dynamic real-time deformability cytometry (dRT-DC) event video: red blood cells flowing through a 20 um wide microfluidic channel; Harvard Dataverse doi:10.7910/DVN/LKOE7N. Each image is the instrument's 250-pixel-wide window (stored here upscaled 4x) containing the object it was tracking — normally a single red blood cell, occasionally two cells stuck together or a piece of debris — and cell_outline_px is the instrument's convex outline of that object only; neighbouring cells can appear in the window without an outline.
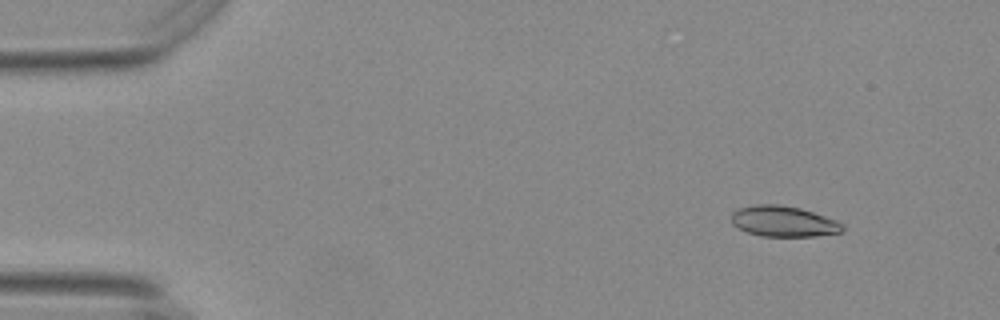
{"species": "Egyptian fruit bat (a non-hibernating species)", "species_latin": "Rousettus aegyptiacus", "temperature_condition": "warm", "stored_images_in_passage": 55, "camera_frame_rate_fps": 3000, "um_per_image_px": 0.085, "animal": {"sex": "female"}, "frame": {"image": 1, "passage_image": 6, "time_ms": 1.667, "image_size_px": [1000, 320], "cell_outline_px": [[844, 232], [816, 236], [760, 236], [748, 232], [732, 224], [732, 212], [740, 208], [752, 204], [780, 204], [800, 208], [836, 220], [844, 224]], "centroid_in_image_um": [66.62, 18.81], "position_along_channel_um": 18.4, "area_um2": 19.94}}
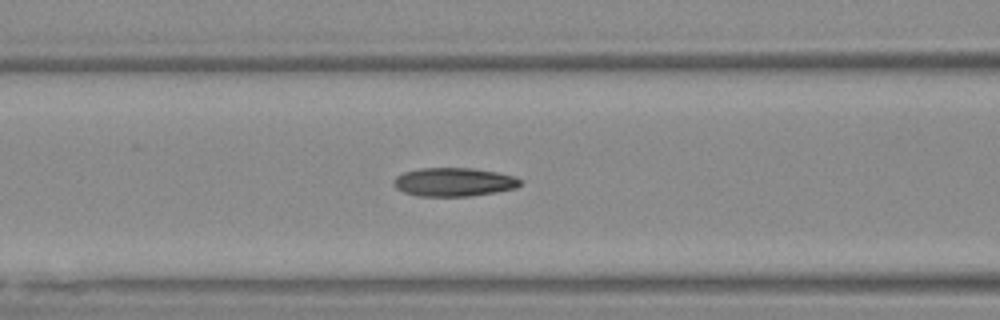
{"frame": {"image": 2, "passage_image": 23, "time_ms": 7.333, "image_size_px": [1000, 320], "cell_outline_px": [[524, 180], [516, 188], [496, 192], [472, 196], [416, 196], [404, 192], [396, 188], [392, 184], [392, 180], [396, 176], [404, 172], [420, 168], [472, 168], [496, 172], [512, 176]], "centroid_in_image_um": [38.55, 15.47], "position_along_channel_um": 128.0, "area_um2": 21.21}}
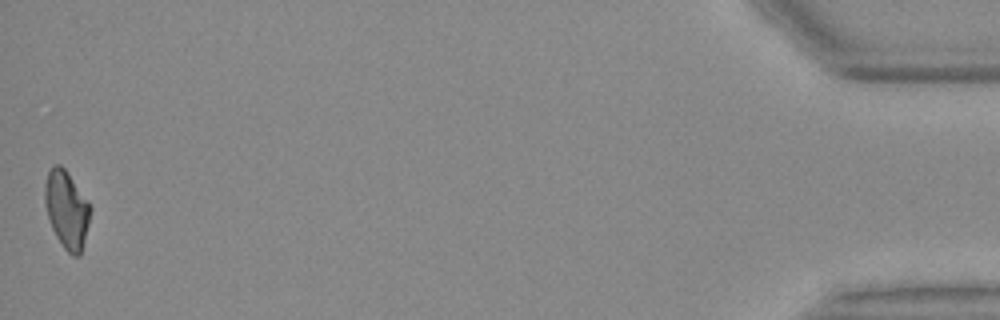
{"frame": {"image": 3, "passage_image": 55, "time_ms": 18.0, "image_size_px": [1000, 320], "cell_outline_px": [[92, 208], [80, 256], [72, 256], [64, 248], [56, 236], [52, 228], [48, 216], [44, 200], [44, 184], [48, 172], [52, 164], [60, 164], [64, 168]], "centroid_in_image_um": [5.65, 17.8], "position_along_channel_um": 429.6, "area_um2": 20.29}, "authors_computed_cell_mechanics": {"area_um2": 20.4612, "velocity_mm_per_s": 3.7172, "shape_relaxation_time_tau1_ms": null, "shape_relaxation_time_tau2_ms": 2.7304, "deformation_change_tau1": null, "deformation_change_tau2": 0.097}}